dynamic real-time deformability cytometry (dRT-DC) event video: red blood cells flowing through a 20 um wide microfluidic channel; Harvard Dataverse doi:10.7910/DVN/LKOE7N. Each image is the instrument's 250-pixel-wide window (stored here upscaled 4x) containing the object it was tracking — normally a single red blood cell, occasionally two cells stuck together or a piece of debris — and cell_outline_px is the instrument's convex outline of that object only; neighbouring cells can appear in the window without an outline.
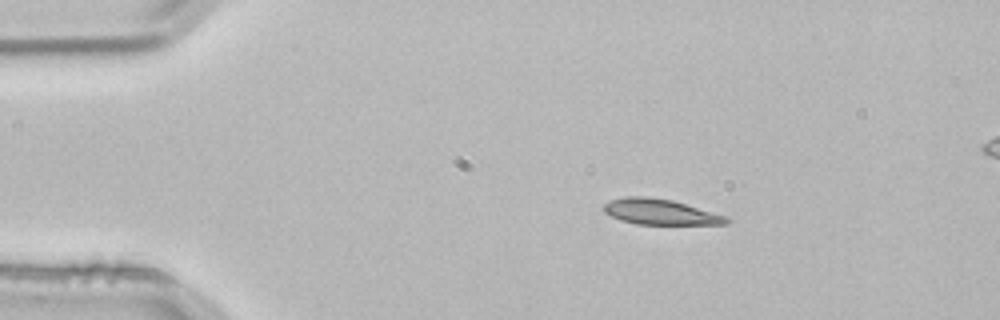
{"species": "common noctule bat (a hibernating species)", "species_latin": "Nyctalus noctula", "temperature_condition": "room temperature", "stored_images_in_passage": 3, "segment_of_instrument_passage": [1, 2], "camera_frame_rate_fps": 3000, "um_per_image_px": 0.085, "animal": {"sex": "male", "body_mass_g": 21.5, "forearm_length_mm": 52.0}, "frame": {"image": 1, "passage_image": 1, "time_ms": 0.0, "image_size_px": [1000, 320], "cell_outline_px": [[732, 220], [728, 224], [636, 224], [620, 220], [604, 212], [604, 204], [612, 200], [628, 196], [648, 196], [672, 200], [728, 216]], "centroid_in_image_um": [56.17, 18.01], "position_along_channel_um": 28.8, "area_um2": 18.26}}